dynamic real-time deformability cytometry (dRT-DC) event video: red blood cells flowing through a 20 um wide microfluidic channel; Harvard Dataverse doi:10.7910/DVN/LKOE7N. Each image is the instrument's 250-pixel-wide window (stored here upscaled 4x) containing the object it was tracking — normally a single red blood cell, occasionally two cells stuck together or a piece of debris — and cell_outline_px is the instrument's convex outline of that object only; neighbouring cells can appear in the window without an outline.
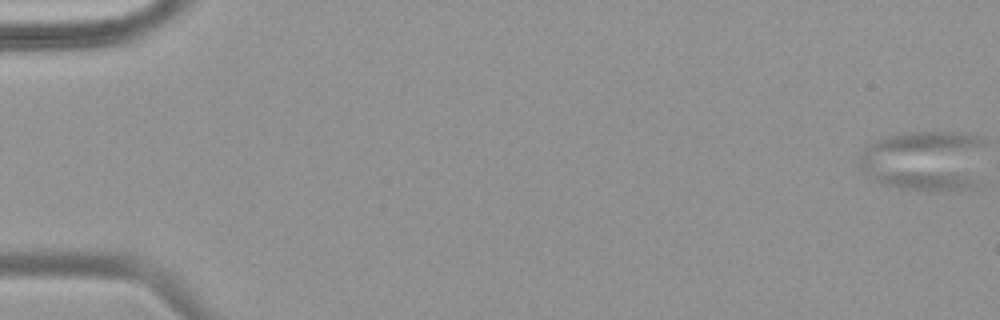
{"species": "common noctule bat (a hibernating species)", "species_latin": "Nyctalus noctula", "temperature_condition": "warm", "stored_images_in_passage": 55, "camera_frame_rate_fps": 3000, "um_per_image_px": 0.085, "animal": {"sex": "female", "body_mass_g": 18.4}, "frame": {"image": 1, "passage_image": 1, "time_ms": 0.0, "image_size_px": [1000, 320], "cell_outline_px": [[984, 144], [972, 184], [964, 188], [904, 188], [888, 184], [876, 180], [860, 164], [860, 156], [864, 148], [888, 136], [908, 132], [964, 132], [980, 136], [984, 140]], "centroid_in_image_um": [78.59, 13.56], "position_along_channel_um": 6.4, "area_um2": 42.37}}
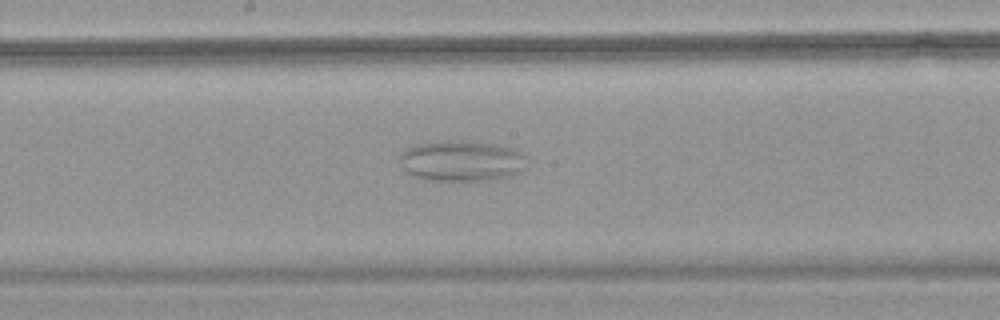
{"frame": {"image": 2, "passage_image": 31, "time_ms": 10.0, "image_size_px": [1000, 320], "cell_outline_px": [[524, 168], [508, 176], [492, 180], [428, 180], [416, 176], [408, 172], [400, 164], [400, 156], [408, 148], [420, 144], [496, 144], [512, 148], [520, 152], [524, 156]], "centroid_in_image_um": [39.25, 13.74], "position_along_channel_um": 208.9, "area_um2": 28.38}}
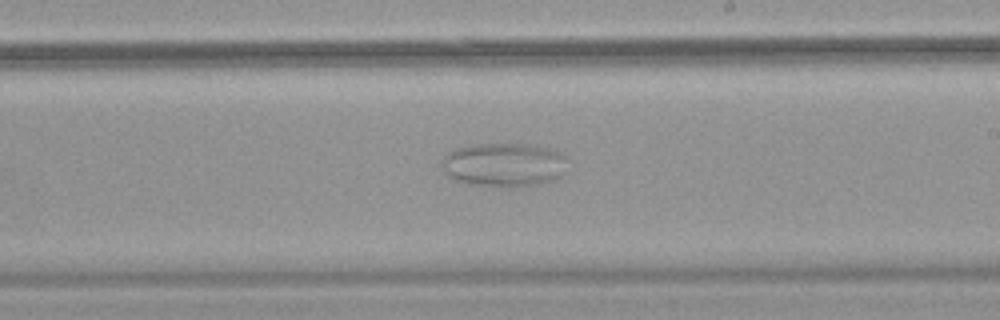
{"frame": {"image": 3, "passage_image": 34, "time_ms": 11.0, "image_size_px": [1000, 320], "cell_outline_px": [[564, 172], [556, 180], [540, 184], [508, 188], [468, 184], [456, 180], [448, 176], [444, 172], [444, 156], [448, 152], [456, 148], [472, 144], [528, 144], [548, 148], [564, 156]], "centroid_in_image_um": [42.82, 14.02], "position_along_channel_um": 246.2, "area_um2": 32.14}}